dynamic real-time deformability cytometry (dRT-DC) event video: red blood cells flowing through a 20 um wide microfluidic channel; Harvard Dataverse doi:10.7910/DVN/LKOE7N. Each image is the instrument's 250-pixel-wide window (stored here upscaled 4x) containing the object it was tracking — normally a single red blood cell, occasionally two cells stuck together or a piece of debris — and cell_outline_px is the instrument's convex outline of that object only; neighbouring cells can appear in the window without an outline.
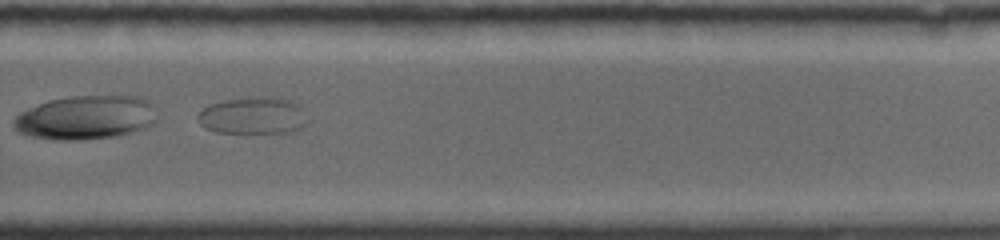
{"species": "common noctule bat (a hibernating species)", "species_latin": "Nyctalus noctula", "temperature_condition": "room temperature", "stored_images_in_passage": 23, "camera_frame_rate_fps": 4000, "um_per_image_px": 0.085, "animal": {"sex": "female", "body_mass_g": 19.0, "forearm_length_mm": 56.7}, "frame": {"image": 1, "passage_image": 20, "time_ms": 7.0, "image_size_px": [1000, 240], "cell_outline_px": [[308, 124], [292, 132], [216, 132], [204, 128], [200, 124], [196, 116], [208, 104], [224, 100], [256, 96], [272, 96], [288, 100], [300, 104], [308, 120]], "centroid_in_image_um": [21.52, 9.81], "position_along_channel_um": 308.3, "area_um2": 23.93}}